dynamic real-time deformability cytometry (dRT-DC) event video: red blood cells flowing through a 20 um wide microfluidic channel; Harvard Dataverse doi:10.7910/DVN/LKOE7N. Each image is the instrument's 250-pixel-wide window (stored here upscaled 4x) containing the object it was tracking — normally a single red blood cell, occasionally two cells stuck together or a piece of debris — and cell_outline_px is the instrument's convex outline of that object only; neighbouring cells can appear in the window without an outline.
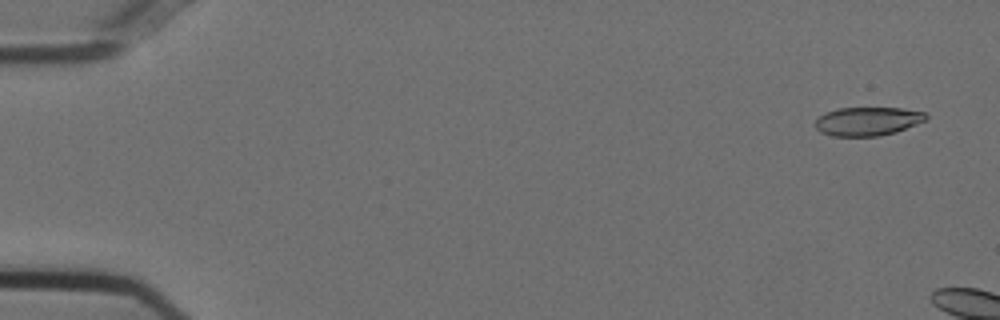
{"species": "Egyptian fruit bat (a non-hibernating species)", "species_latin": "Rousettus aegyptiacus", "temperature_condition": "cold", "stored_images_in_passage": 6, "camera_frame_rate_fps": 3000, "um_per_image_px": 0.085, "animal": {"sex": "female"}, "frame": {"image": 1, "passage_image": 2, "time_ms": 0.333, "image_size_px": [1000, 320], "cell_outline_px": [[928, 120], [896, 132], [880, 136], [832, 136], [820, 132], [816, 128], [816, 120], [824, 112], [836, 108], [900, 108], [924, 112], [928, 116]], "centroid_in_image_um": [73.76, 10.31], "position_along_channel_um": 11.2, "area_um2": 18.61}}